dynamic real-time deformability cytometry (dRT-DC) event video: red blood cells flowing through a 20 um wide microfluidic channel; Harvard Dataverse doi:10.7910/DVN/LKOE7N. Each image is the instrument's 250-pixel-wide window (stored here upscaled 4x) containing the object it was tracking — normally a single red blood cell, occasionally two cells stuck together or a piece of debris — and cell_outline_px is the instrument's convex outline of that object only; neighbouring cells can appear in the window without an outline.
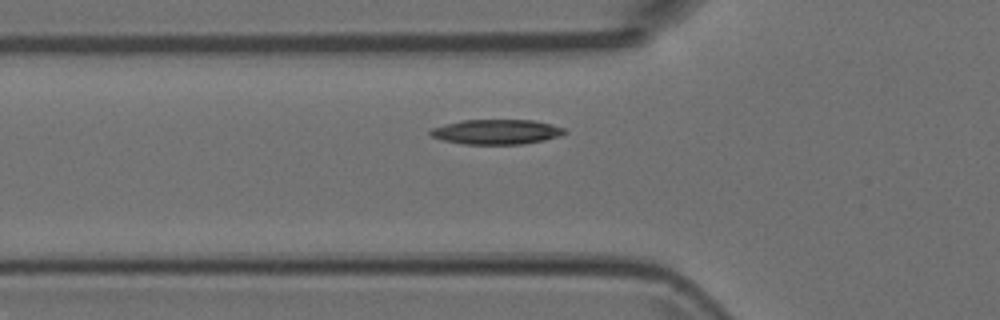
{"species": "Egyptian fruit bat (a non-hibernating species)", "species_latin": "Rousettus aegyptiacus", "temperature_condition": "room temperature", "stored_images_in_passage": 4, "camera_frame_rate_fps": 3000, "um_per_image_px": 0.085, "animal": {"sex": "female"}, "frame": {"image": 1, "passage_image": 4, "time_ms": 1.0, "image_size_px": [1000, 320], "cell_outline_px": [[568, 132], [560, 136], [544, 140], [524, 144], [464, 144], [444, 140], [432, 136], [428, 132], [432, 128], [444, 124], [464, 120], [532, 120], [552, 124], [564, 128]], "centroid_in_image_um": [42.23, 11.2], "position_along_channel_um": 83.6, "area_um2": 19.42}}